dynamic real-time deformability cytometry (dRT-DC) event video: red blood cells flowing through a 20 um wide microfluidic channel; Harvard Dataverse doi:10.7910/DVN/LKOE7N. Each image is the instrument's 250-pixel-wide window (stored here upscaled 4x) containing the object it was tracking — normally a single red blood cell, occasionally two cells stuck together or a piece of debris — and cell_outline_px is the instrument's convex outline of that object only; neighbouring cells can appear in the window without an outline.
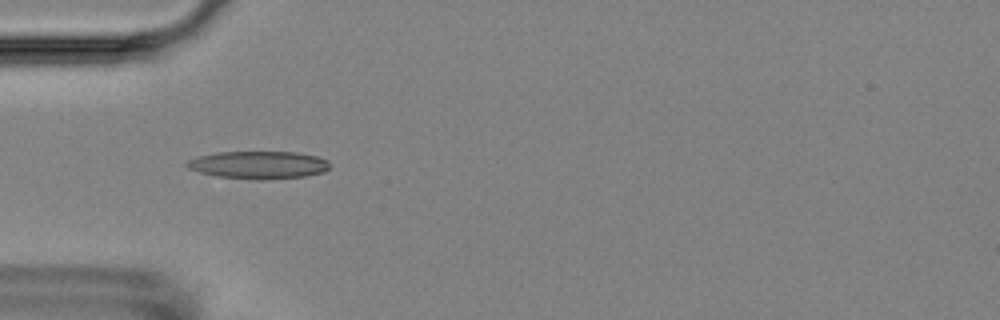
{"species": "Egyptian fruit bat (a non-hibernating species)", "species_latin": "Rousettus aegyptiacus", "temperature_condition": "room temperature", "stored_images_in_passage": 5, "camera_frame_rate_fps": 3000, "um_per_image_px": 0.085, "animal": {"sex": "female"}, "frame": {"image": 1, "passage_image": 4, "time_ms": 3.667, "image_size_px": [1000, 320], "cell_outline_px": [[328, 168], [324, 172], [304, 176], [264, 180], [256, 180], [216, 176], [200, 172], [188, 168], [184, 164], [188, 160], [196, 156], [216, 152], [296, 152], [316, 156], [328, 160]], "centroid_in_image_um": [21.94, 14.02], "position_along_channel_um": 63.1, "area_um2": 23.12}}